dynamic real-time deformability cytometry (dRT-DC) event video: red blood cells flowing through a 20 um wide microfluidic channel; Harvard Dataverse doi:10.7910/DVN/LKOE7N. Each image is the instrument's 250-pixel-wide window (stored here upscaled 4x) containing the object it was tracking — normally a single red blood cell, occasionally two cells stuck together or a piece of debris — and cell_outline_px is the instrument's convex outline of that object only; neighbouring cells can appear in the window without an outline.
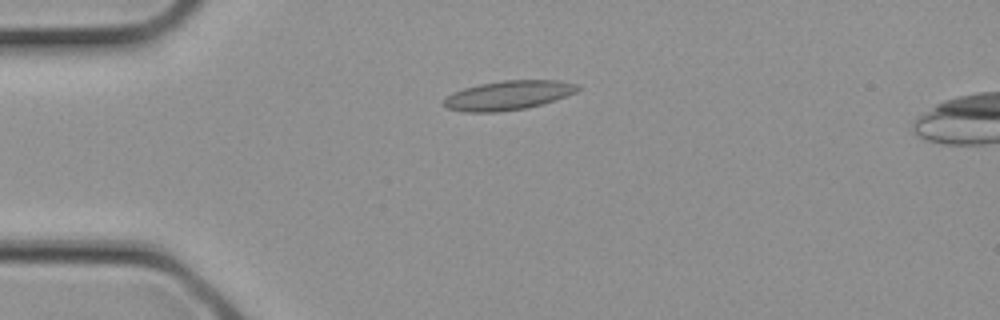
{"species": "common noctule bat (a hibernating species)", "species_latin": "Nyctalus noctula", "temperature_condition": "cold", "stored_images_in_passage": 3, "camera_frame_rate_fps": 3000, "um_per_image_px": 0.085, "animal": {"sex": "female", "body_mass_g": 21.9}, "frame": {"image": 1, "passage_image": 2, "time_ms": 0.333, "image_size_px": [1000, 320], "cell_outline_px": [[580, 88], [576, 92], [556, 100], [528, 108], [500, 112], [464, 112], [448, 108], [444, 104], [444, 100], [452, 92], [464, 88], [480, 84], [504, 80], [556, 80], [580, 84]], "centroid_in_image_um": [43.24, 8.1], "position_along_channel_um": 41.8, "area_um2": 22.89}}